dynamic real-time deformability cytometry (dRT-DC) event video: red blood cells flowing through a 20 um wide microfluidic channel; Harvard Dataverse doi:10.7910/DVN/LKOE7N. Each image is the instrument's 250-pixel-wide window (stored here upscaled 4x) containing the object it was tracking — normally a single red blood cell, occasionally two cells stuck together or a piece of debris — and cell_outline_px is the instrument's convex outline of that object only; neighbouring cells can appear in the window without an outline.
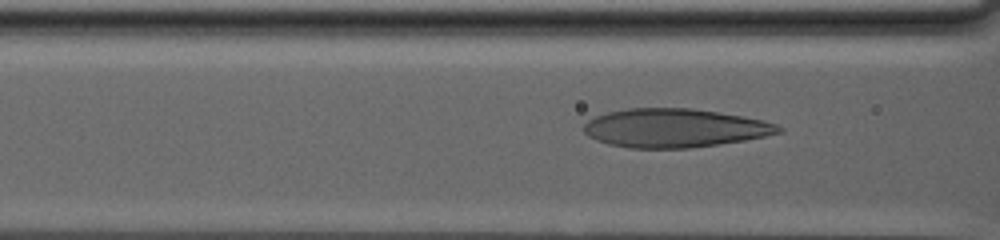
{"species": "human", "species_latin": "Homo sapiens", "temperature_condition": "warm", "stored_images_in_passage": 47, "camera_frame_rate_fps": 3000, "um_per_image_px": 0.085, "donor": {"sex": "male"}, "frame": {"image": 1, "passage_image": 19, "time_ms": 6.0, "image_size_px": [1000, 240], "cell_outline_px": [[784, 132], [744, 140], [688, 148], [628, 148], [608, 144], [596, 140], [588, 136], [584, 132], [584, 124], [588, 120], [596, 116], [608, 112], [628, 108], [692, 108], [764, 120], [776, 124], [784, 128]], "centroid_in_image_um": [57.33, 10.88], "position_along_channel_um": 109.3, "area_um2": 43.75}}
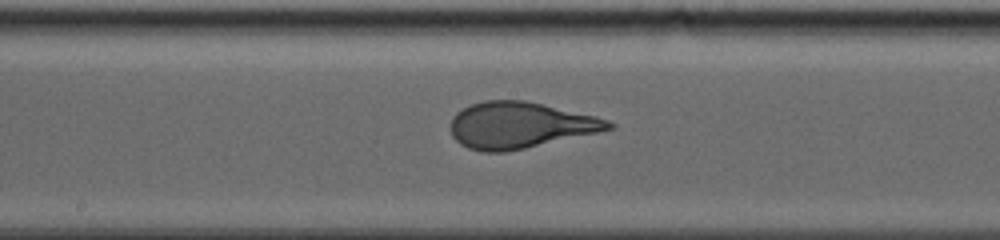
{"frame": {"image": 2, "passage_image": 28, "time_ms": 9.0, "image_size_px": [1000, 240], "cell_outline_px": [[616, 128], [524, 148], [504, 152], [484, 152], [468, 148], [460, 144], [452, 136], [452, 116], [456, 112], [472, 104], [484, 100], [524, 100], [596, 116], [608, 120], [616, 124]], "centroid_in_image_um": [44.19, 10.64], "position_along_channel_um": 204.0, "area_um2": 42.25}}
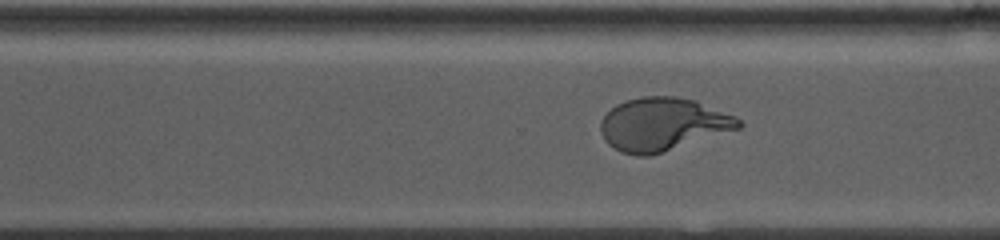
{"frame": {"image": 3, "passage_image": 39, "time_ms": 12.667, "image_size_px": [1000, 240], "cell_outline_px": [[744, 124], [740, 128], [648, 156], [636, 156], [620, 152], [608, 144], [604, 140], [600, 128], [600, 120], [616, 104], [628, 100], [644, 96], [676, 96], [696, 100], [736, 116]], "centroid_in_image_um": [56.33, 10.55], "position_along_channel_um": 314.3, "area_um2": 42.54}}